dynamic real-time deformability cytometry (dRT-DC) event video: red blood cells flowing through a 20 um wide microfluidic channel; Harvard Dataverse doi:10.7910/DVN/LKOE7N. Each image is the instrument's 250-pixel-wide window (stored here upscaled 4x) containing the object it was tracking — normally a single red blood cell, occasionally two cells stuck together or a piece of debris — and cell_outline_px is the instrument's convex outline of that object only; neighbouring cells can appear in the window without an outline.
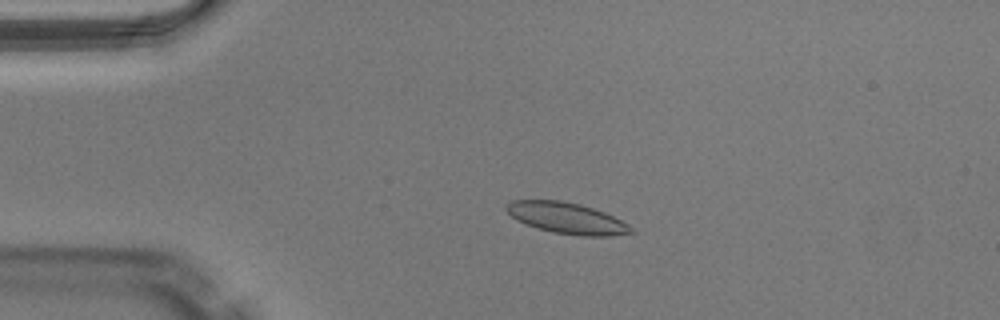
{"species": "Egyptian fruit bat (a non-hibernating species)", "species_latin": "Rousettus aegyptiacus", "temperature_condition": "warm", "stored_images_in_passage": 20, "camera_frame_rate_fps": 3000, "um_per_image_px": 0.085, "animal": {"sex": "male"}, "frame": {"image": 1, "passage_image": 12, "time_ms": 3.667, "image_size_px": [1000, 320], "cell_outline_px": [[636, 232], [608, 236], [580, 236], [552, 232], [516, 220], [504, 208], [504, 204], [512, 200], [560, 200], [580, 204], [604, 212], [628, 224]], "centroid_in_image_um": [48.16, 18.53], "position_along_channel_um": 36.8, "area_um2": 22.48}}